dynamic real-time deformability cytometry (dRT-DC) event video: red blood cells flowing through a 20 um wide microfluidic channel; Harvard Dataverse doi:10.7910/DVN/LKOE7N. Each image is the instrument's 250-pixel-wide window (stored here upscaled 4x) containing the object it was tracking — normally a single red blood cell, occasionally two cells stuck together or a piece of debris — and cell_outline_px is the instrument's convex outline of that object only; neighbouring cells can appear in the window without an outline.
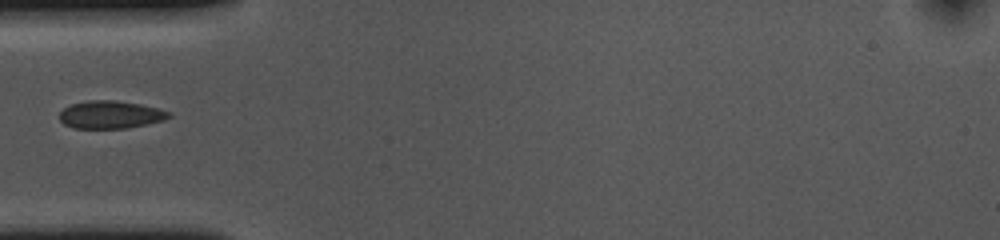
{"species": "common noctule bat (a hibernating species)", "species_latin": "Nyctalus noctula", "temperature_condition": "cold", "stored_images_in_passage": 3, "camera_frame_rate_fps": 3000, "um_per_image_px": 0.085, "animal": {"sex": "female", "body_mass_g": 10.0, "forearm_length_mm": 53.1}, "frame": {"image": 1, "passage_image": 1, "time_ms": 0.0, "image_size_px": [1000, 240], "cell_outline_px": [[172, 116], [164, 120], [148, 124], [128, 128], [72, 128], [64, 124], [60, 120], [60, 112], [64, 108], [72, 104], [88, 100], [116, 100], [140, 104], [160, 108], [172, 112]], "centroid_in_image_um": [9.44, 9.74], "position_along_channel_um": 75.6, "area_um2": 17.86}}